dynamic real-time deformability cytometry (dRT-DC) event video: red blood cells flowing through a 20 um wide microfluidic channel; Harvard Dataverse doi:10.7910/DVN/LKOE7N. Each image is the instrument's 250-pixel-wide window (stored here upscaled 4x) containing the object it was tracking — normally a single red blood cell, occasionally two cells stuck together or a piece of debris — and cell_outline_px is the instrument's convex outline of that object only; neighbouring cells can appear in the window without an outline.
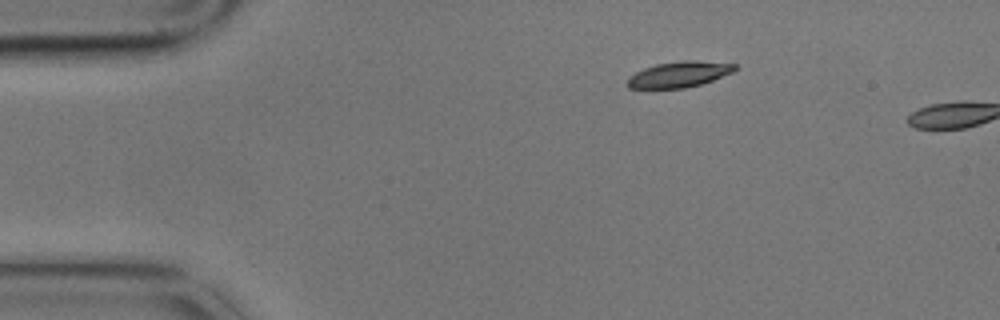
{"species": "common noctule bat (a hibernating species)", "species_latin": "Nyctalus noctula", "temperature_condition": "cold", "stored_images_in_passage": 2, "camera_frame_rate_fps": 3000, "um_per_image_px": 0.085, "animal": {"sex": "male", "body_mass_g": 17.9}, "frame": {"image": 1, "passage_image": 1, "time_ms": 0.0, "image_size_px": [1000, 320], "cell_outline_px": [[736, 68], [732, 72], [712, 80], [700, 84], [684, 88], [628, 88], [624, 84], [628, 76], [644, 68], [656, 64], [680, 60], [696, 60], [736, 64]], "centroid_in_image_um": [57.66, 6.32], "position_along_channel_um": 27.3, "area_um2": 16.18}}